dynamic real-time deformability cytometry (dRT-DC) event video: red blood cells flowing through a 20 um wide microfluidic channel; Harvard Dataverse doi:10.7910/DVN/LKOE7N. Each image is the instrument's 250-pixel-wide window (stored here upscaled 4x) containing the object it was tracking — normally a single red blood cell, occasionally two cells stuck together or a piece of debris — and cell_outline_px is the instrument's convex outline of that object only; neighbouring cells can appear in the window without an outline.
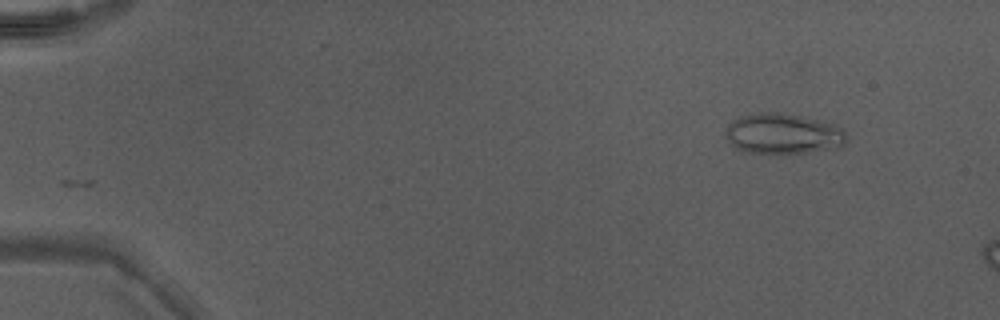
{"species": "Egyptian fruit bat (a non-hibernating species)", "species_latin": "Rousettus aegyptiacus", "temperature_condition": "warm", "stored_images_in_passage": 7, "camera_frame_rate_fps": 3000, "um_per_image_px": 0.085, "animal": {"sex": "male"}, "frame": {"image": 1, "passage_image": 1, "time_ms": 0.0, "image_size_px": [1000, 320], "cell_outline_px": [[848, 136], [844, 144], [840, 148], [808, 152], [744, 152], [736, 148], [724, 136], [724, 132], [728, 124], [740, 116], [756, 112], [784, 112], [836, 124]], "centroid_in_image_um": [66.56, 11.35], "position_along_channel_um": 18.4, "area_um2": 28.67}}